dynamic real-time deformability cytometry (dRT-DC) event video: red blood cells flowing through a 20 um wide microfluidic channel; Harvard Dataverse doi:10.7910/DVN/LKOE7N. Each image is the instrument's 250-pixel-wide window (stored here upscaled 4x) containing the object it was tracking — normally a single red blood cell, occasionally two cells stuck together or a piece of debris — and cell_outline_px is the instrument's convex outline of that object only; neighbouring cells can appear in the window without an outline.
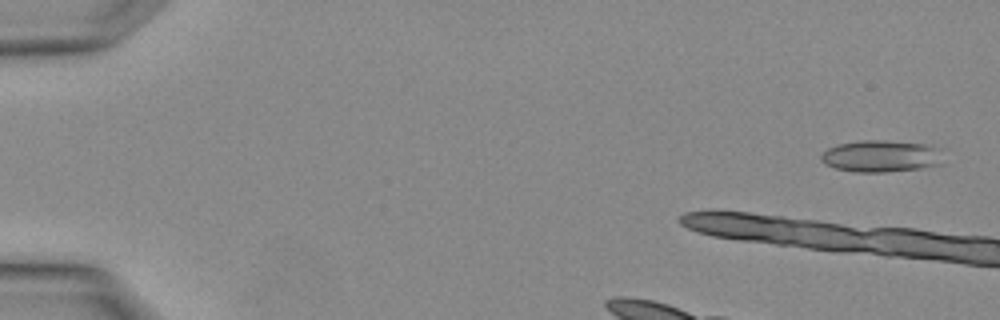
{"species": "Egyptian fruit bat (a non-hibernating species)", "species_latin": "Rousettus aegyptiacus", "temperature_condition": "warm", "stored_images_in_passage": 3, "segment_of_instrument_passage": [2, 2], "camera_frame_rate_fps": 3000, "um_per_image_px": 0.085, "animal": {"sex": "female"}, "frame": {"image": 1, "passage_image": 3, "time_ms": 0.667, "image_size_px": [1000, 320], "cell_outline_px": [[944, 148], [940, 164], [920, 168], [888, 172], [856, 172], [836, 168], [824, 164], [820, 160], [820, 156], [828, 148], [836, 144], [856, 140], [884, 140], [924, 144]], "centroid_in_image_um": [74.9, 13.26], "position_along_channel_um": 10.1, "area_um2": 23.0}}